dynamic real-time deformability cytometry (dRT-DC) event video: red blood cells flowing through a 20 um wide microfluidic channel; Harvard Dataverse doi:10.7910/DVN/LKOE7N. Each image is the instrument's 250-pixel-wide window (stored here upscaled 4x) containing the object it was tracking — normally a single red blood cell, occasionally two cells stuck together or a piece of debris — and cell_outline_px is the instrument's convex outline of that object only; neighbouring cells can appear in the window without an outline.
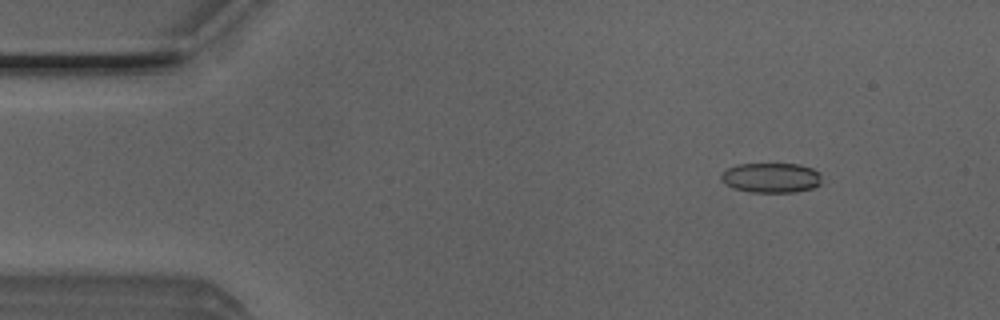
{"species": "Egyptian fruit bat (a non-hibernating species)", "species_latin": "Rousettus aegyptiacus", "temperature_condition": "room temperature", "stored_images_in_passage": 51, "camera_frame_rate_fps": 3000, "um_per_image_px": 0.085, "animal": {"sex": "male"}, "frame": {"image": 1, "passage_image": 6, "time_ms": 1.667, "image_size_px": [1000, 320], "cell_outline_px": [[820, 184], [812, 188], [796, 192], [748, 192], [732, 188], [724, 184], [720, 180], [720, 176], [728, 168], [736, 164], [800, 164], [812, 168], [820, 172]], "centroid_in_image_um": [65.52, 15.11], "position_along_channel_um": 19.5, "area_um2": 17.69}}
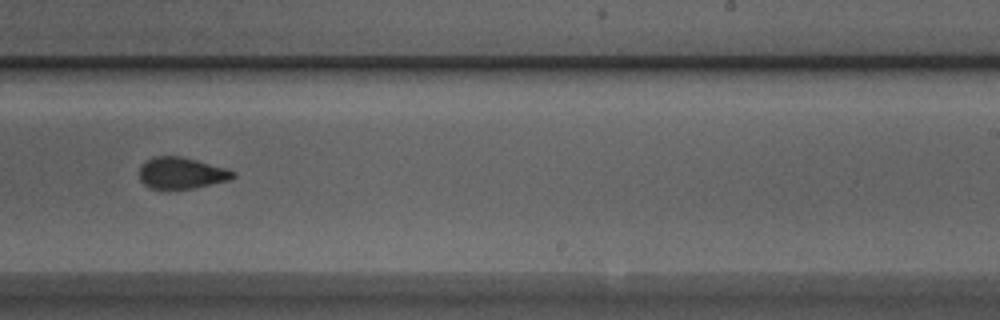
{"frame": {"image": 2, "passage_image": 31, "time_ms": 10.0, "image_size_px": [1000, 320], "cell_outline_px": [[236, 176], [228, 180], [192, 188], [168, 192], [148, 188], [140, 180], [140, 168], [152, 156], [180, 156], [228, 168], [236, 172]], "centroid_in_image_um": [15.4, 14.75], "position_along_channel_um": 273.6, "area_um2": 17.57}}
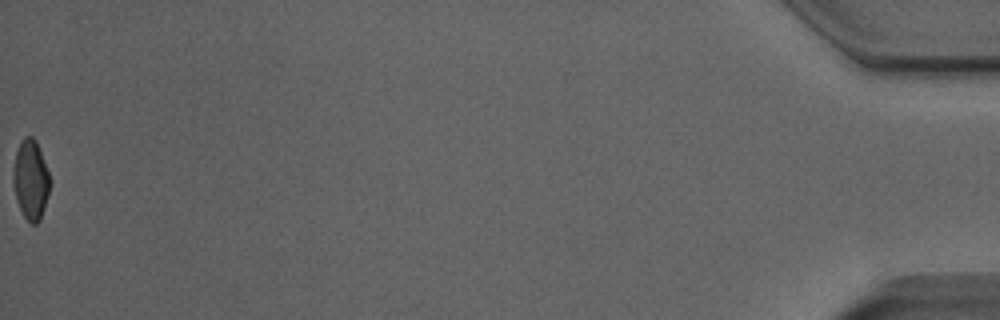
{"frame": {"image": 3, "passage_image": 51, "time_ms": 16.667, "image_size_px": [1000, 320], "cell_outline_px": [[52, 184], [40, 220], [36, 224], [32, 224], [24, 216], [16, 200], [12, 180], [12, 172], [16, 152], [20, 140], [24, 136], [32, 136], [36, 140], [52, 180]], "centroid_in_image_um": [2.62, 15.26], "position_along_channel_um": 432.6, "area_um2": 17.4}, "authors_computed_cell_mechanics": {"area_um2": 17.9758, "velocity_mm_per_s": 4.03, "shape_relaxation_time_tau1_ms": 9.2446, "shape_relaxation_time_tau2_ms": 1.2503, "deformation_change_tau1": 0.1962, "deformation_change_tau2": 0.08}}